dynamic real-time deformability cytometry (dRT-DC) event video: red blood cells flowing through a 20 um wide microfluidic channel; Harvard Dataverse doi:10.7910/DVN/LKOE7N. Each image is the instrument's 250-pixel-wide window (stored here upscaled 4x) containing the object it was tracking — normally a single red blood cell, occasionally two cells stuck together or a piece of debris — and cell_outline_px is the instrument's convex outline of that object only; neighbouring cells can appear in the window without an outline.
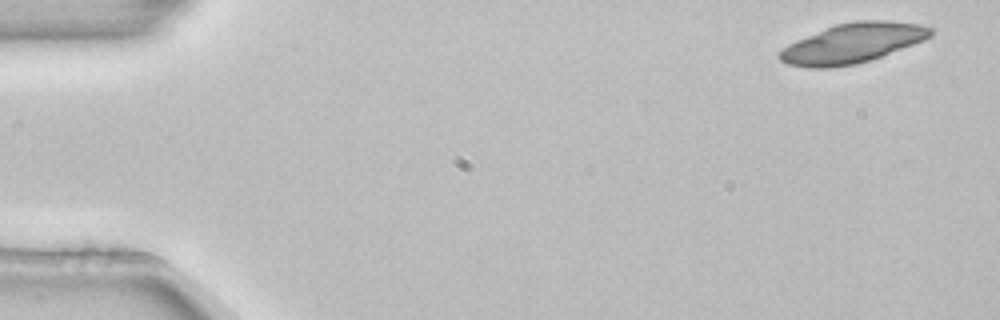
{"species": "common noctule bat (a hibernating species)", "species_latin": "Nyctalus noctula", "temperature_condition": "room temperature", "stored_images_in_passage": 4, "camera_frame_rate_fps": 3000, "um_per_image_px": 0.085, "animal": {"sex": "female", "body_mass_g": 22.7, "forearm_length_mm": 54.2}, "frame": {"image": 1, "passage_image": 1, "time_ms": 0.0, "image_size_px": [1000, 320], "cell_outline_px": [[932, 36], [924, 40], [880, 56], [856, 64], [828, 68], [808, 68], [788, 64], [780, 60], [776, 56], [788, 44], [796, 40], [836, 24], [856, 20], [884, 20], [920, 24], [932, 28]], "centroid_in_image_um": [72.45, 3.67], "position_along_channel_um": 12.5, "area_um2": 34.62}}